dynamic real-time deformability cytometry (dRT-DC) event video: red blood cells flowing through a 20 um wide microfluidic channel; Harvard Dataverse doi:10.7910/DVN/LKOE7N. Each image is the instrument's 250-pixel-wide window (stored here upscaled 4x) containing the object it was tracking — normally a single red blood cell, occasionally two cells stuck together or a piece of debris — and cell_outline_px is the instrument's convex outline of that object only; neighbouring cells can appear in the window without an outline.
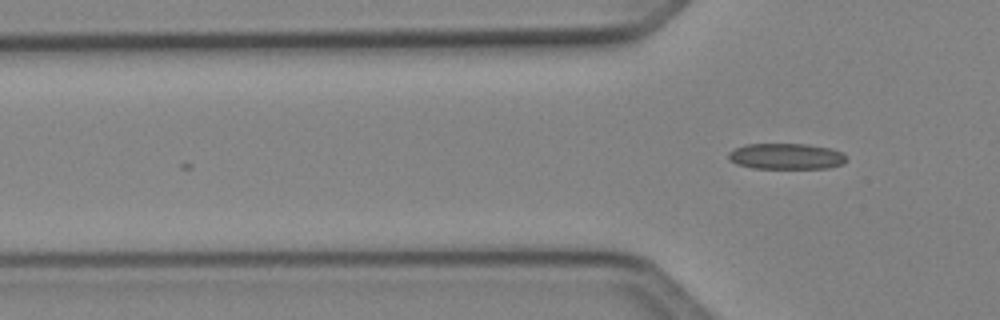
{"species": "Egyptian fruit bat (a non-hibernating species)", "species_latin": "Rousettus aegyptiacus", "temperature_condition": "cold", "stored_images_in_passage": 3, "camera_frame_rate_fps": 3000, "um_per_image_px": 0.085, "animal": {"sex": "female"}, "frame": {"image": 1, "passage_image": 3, "time_ms": 0.667, "image_size_px": [1000, 320], "cell_outline_px": [[848, 160], [844, 164], [828, 168], [752, 168], [736, 164], [728, 160], [728, 152], [744, 144], [808, 144], [832, 148], [844, 152], [848, 156]], "centroid_in_image_um": [66.88, 13.28], "position_along_channel_um": 58.9, "area_um2": 18.21}}